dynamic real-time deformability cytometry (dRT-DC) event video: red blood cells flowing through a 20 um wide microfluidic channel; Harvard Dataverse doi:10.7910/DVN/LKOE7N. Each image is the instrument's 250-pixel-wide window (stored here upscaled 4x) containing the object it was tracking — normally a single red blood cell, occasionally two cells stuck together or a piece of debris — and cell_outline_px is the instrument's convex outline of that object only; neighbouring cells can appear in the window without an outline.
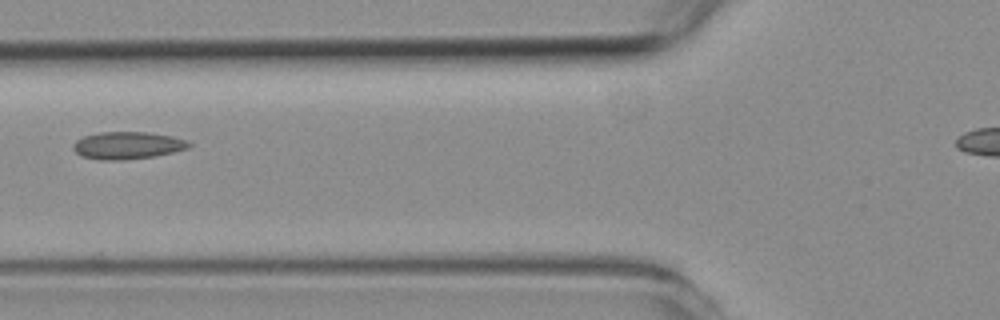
{"species": "common noctule bat (a hibernating species)", "species_latin": "Nyctalus noctula", "temperature_condition": "room temperature", "stored_images_in_passage": 3, "camera_frame_rate_fps": 3000, "um_per_image_px": 0.085, "animal": {"sex": "female", "body_mass_g": 19.3, "forearm_length_mm": 54.1}, "frame": {"image": 1, "passage_image": 3, "time_ms": 2.333, "image_size_px": [1000, 320], "cell_outline_px": [[192, 144], [188, 148], [156, 156], [124, 160], [100, 160], [80, 156], [72, 148], [72, 144], [76, 140], [84, 136], [100, 132], [148, 132], [172, 136], [188, 140]], "centroid_in_image_um": [10.83, 12.36], "position_along_channel_um": 115.0, "area_um2": 18.61}}